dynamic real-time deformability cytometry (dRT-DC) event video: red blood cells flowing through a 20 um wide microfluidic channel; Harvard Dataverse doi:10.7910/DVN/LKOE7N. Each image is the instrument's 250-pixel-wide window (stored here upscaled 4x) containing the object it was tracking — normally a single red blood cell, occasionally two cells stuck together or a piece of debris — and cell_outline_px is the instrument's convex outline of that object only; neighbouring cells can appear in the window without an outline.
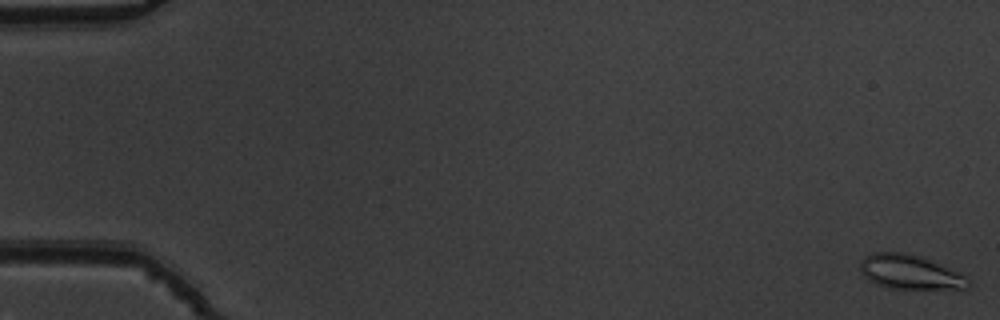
{"species": "common noctule bat (a hibernating species)", "species_latin": "Nyctalus noctula", "temperature_condition": "warm", "stored_images_in_passage": 11, "camera_frame_rate_fps": 3000, "um_per_image_px": 0.085, "animal": {"sex": "male", "body_mass_g": 19.5, "forearm_length_mm": 54.6}, "frame": {"image": 1, "passage_image": 1, "time_ms": 0.0, "image_size_px": [1000, 320], "cell_outline_px": [[972, 284], [964, 288], [888, 288], [868, 280], [860, 272], [860, 260], [864, 256], [872, 252], [904, 252], [928, 260], [960, 272]], "centroid_in_image_um": [77.28, 23.11], "position_along_channel_um": 7.7, "area_um2": 21.27}}